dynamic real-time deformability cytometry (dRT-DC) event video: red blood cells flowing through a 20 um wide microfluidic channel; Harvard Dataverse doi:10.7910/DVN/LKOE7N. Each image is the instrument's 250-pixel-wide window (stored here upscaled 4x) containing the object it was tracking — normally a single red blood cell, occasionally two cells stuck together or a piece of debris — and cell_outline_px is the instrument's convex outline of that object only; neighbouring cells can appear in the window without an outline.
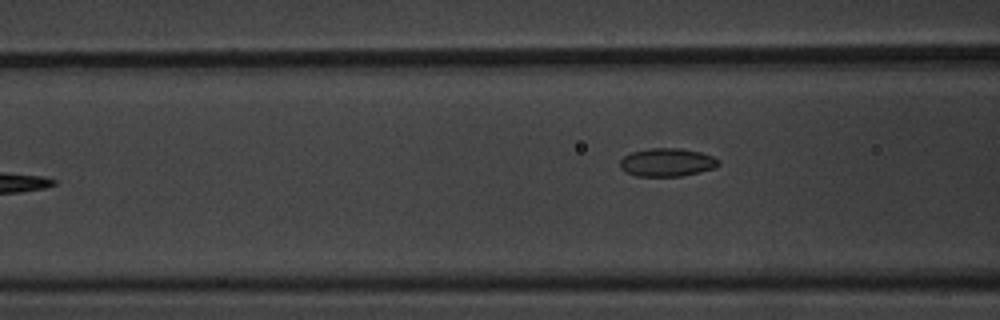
{"species": "common noctule bat (a hibernating species)", "species_latin": "Nyctalus noctula", "temperature_condition": "warm", "stored_images_in_passage": 7, "segment_of_instrument_passage": [2, 2], "camera_frame_rate_fps": 3000, "um_per_image_px": 0.085, "animal": {"sex": "male", "body_mass_g": 20.1, "forearm_length_mm": 53.5}, "frame": {"image": 1, "passage_image": 7, "time_ms": 2.0, "image_size_px": [1000, 320], "cell_outline_px": [[720, 164], [712, 168], [700, 172], [680, 176], [636, 176], [624, 172], [620, 168], [620, 160], [624, 156], [632, 152], [648, 148], [680, 148], [700, 152], [712, 156], [720, 160]], "centroid_in_image_um": [56.67, 13.8], "position_along_channel_um": 109.9, "area_um2": 16.24}}